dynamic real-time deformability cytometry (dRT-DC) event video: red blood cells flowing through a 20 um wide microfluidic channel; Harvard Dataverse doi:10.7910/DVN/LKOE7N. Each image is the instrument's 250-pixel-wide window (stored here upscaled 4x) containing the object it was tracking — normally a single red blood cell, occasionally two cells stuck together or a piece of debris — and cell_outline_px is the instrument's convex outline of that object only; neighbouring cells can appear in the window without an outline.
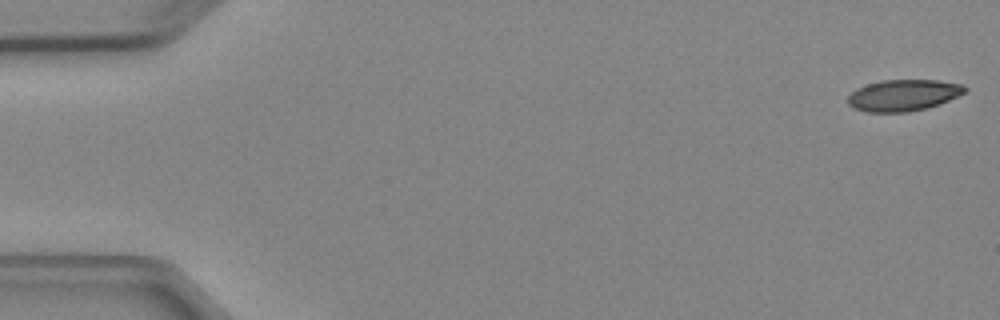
{"species": "Egyptian fruit bat (a non-hibernating species)", "species_latin": "Rousettus aegyptiacus", "temperature_condition": "cold", "stored_images_in_passage": 5, "camera_frame_rate_fps": 3000, "um_per_image_px": 0.085, "animal": {"sex": "female"}, "frame": {"image": 1, "passage_image": 1, "time_ms": 0.0, "image_size_px": [1000, 320], "cell_outline_px": [[968, 88], [964, 92], [940, 104], [928, 108], [908, 112], [868, 112], [852, 108], [848, 104], [848, 96], [856, 88], [880, 80], [936, 80], [964, 84]], "centroid_in_image_um": [76.77, 8.1], "position_along_channel_um": 8.2, "area_um2": 21.5}}
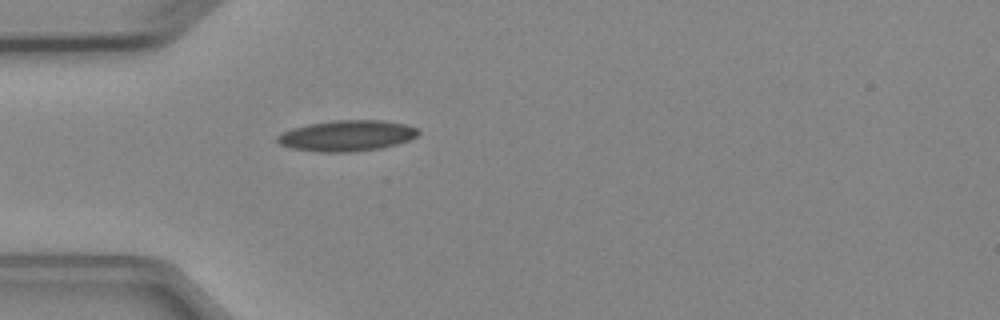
{"frame": {"image": 2, "passage_image": 5, "time_ms": 4.667, "image_size_px": [1000, 320], "cell_outline_px": [[420, 132], [416, 136], [408, 140], [396, 144], [380, 148], [352, 152], [316, 152], [292, 148], [280, 144], [276, 140], [276, 136], [292, 128], [308, 124], [336, 120], [384, 120], [404, 124], [416, 128]], "centroid_in_image_um": [29.46, 11.53], "position_along_channel_um": 55.5, "area_um2": 25.26}}